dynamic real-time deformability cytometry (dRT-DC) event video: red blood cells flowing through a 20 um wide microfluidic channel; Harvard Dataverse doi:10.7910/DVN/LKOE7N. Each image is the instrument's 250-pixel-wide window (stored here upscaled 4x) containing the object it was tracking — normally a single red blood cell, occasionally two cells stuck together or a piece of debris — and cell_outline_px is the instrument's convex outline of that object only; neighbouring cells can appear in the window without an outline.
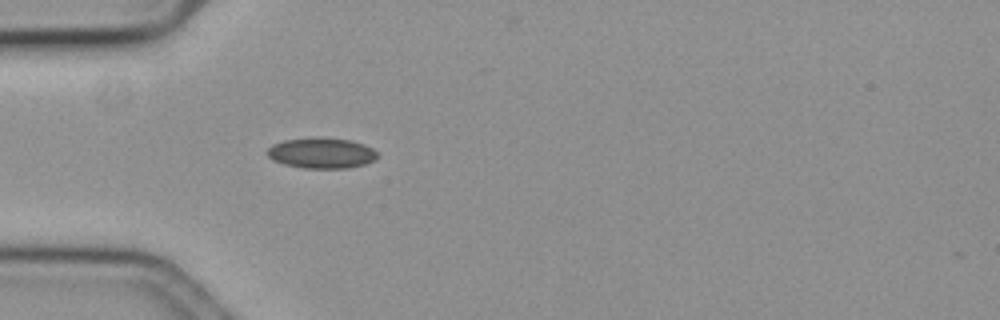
{"species": "common noctule bat (a hibernating species)", "species_latin": "Nyctalus noctula", "temperature_condition": "cold", "stored_images_in_passage": 2, "camera_frame_rate_fps": 3000, "um_per_image_px": 0.085, "animal": {"sex": "female", "body_mass_g": 19.3, "forearm_length_mm": 54.1}, "frame": {"image": 1, "passage_image": 1, "time_ms": 0.0, "image_size_px": [1000, 320], "cell_outline_px": [[376, 160], [364, 164], [348, 168], [304, 168], [284, 164], [272, 160], [268, 156], [268, 148], [272, 144], [284, 140], [352, 140], [364, 144], [372, 148], [376, 152]], "centroid_in_image_um": [27.34, 13.05], "position_along_channel_um": 57.7, "area_um2": 18.84}}